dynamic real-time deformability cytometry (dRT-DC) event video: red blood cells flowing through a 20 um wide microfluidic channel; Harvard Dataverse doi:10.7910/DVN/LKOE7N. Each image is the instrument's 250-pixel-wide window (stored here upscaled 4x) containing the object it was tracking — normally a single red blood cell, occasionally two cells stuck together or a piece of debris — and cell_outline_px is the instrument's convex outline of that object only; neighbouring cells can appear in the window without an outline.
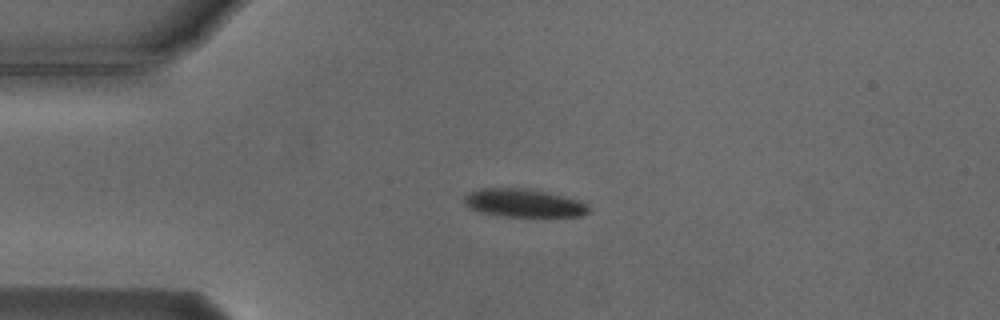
{"species": "Egyptian fruit bat (a non-hibernating species)", "species_latin": "Rousettus aegyptiacus", "temperature_condition": "cold", "stored_images_in_passage": 31, "camera_frame_rate_fps": 3000, "um_per_image_px": 0.085, "animal": {"sex": "male"}, "frame": {"image": 1, "passage_image": 1, "time_ms": 0.0, "image_size_px": [1000, 320], "cell_outline_px": [[588, 212], [580, 216], [496, 216], [480, 212], [468, 208], [464, 204], [464, 196], [468, 192], [480, 188], [528, 188], [564, 196], [580, 200], [588, 204]], "centroid_in_image_um": [44.46, 17.25], "position_along_channel_um": 40.5, "area_um2": 20.58}}
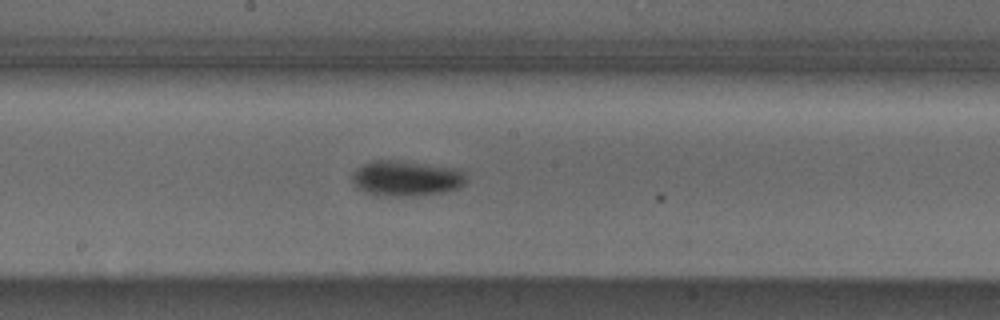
{"frame": {"image": 2, "passage_image": 17, "time_ms": 5.333, "image_size_px": [1000, 320], "cell_outline_px": [[468, 180], [460, 188], [444, 192], [416, 196], [380, 196], [364, 192], [356, 188], [352, 180], [352, 172], [356, 168], [372, 160], [396, 160], [460, 168], [464, 172]], "centroid_in_image_um": [34.55, 15.16], "position_along_channel_um": 213.7, "area_um2": 24.1}}
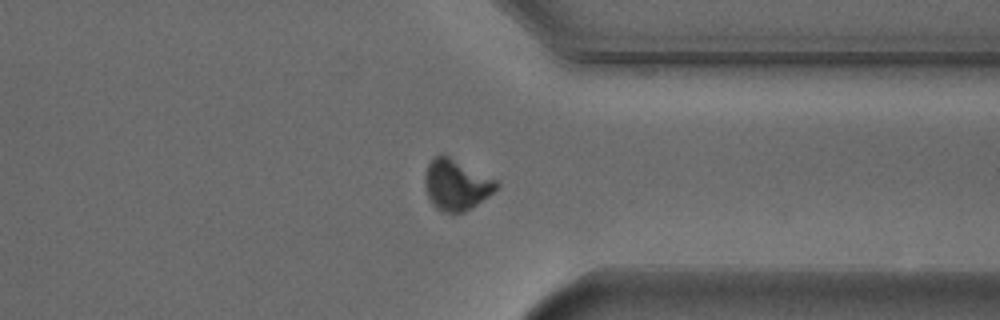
{"frame": {"image": 3, "passage_image": 30, "time_ms": 9.667, "image_size_px": [1000, 320], "cell_outline_px": [[500, 184], [488, 196], [472, 208], [464, 212], [444, 212], [436, 208], [428, 196], [424, 184], [424, 176], [428, 164], [436, 156], [448, 156], [496, 180]], "centroid_in_image_um": [38.77, 15.73], "position_along_channel_um": 372.6, "area_um2": 20.69}}